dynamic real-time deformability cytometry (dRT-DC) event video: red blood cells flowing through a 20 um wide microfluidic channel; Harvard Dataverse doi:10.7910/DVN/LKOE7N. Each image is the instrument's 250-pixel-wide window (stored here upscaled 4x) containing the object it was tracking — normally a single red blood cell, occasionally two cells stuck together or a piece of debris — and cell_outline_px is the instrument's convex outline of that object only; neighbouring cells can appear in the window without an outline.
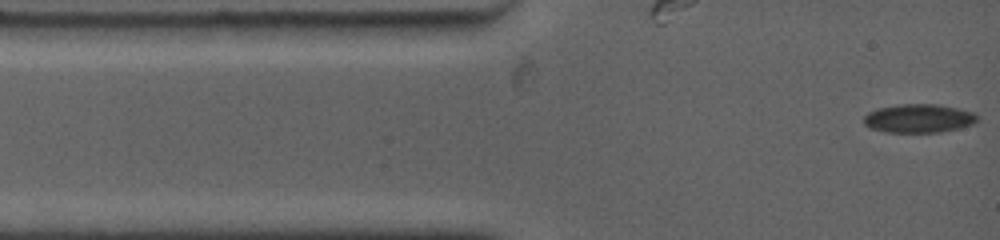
{"species": "common noctule bat (a hibernating species)", "species_latin": "Nyctalus noctula", "temperature_condition": "warm", "stored_images_in_passage": 57, "camera_frame_rate_fps": 4500, "um_per_image_px": 0.085, "animal": {"sex": "female", "body_mass_g": 19.0, "forearm_length_mm": 53.3}, "frame": {"image": 1, "passage_image": 1, "time_ms": 0.0, "image_size_px": [1000, 240], "cell_outline_px": [[976, 120], [972, 124], [960, 128], [940, 132], [888, 132], [868, 128], [864, 124], [864, 116], [868, 112], [880, 108], [900, 104], [940, 104], [972, 112], [976, 116]], "centroid_in_image_um": [78.06, 10.06], "position_along_channel_um": 6.9, "area_um2": 18.79}}
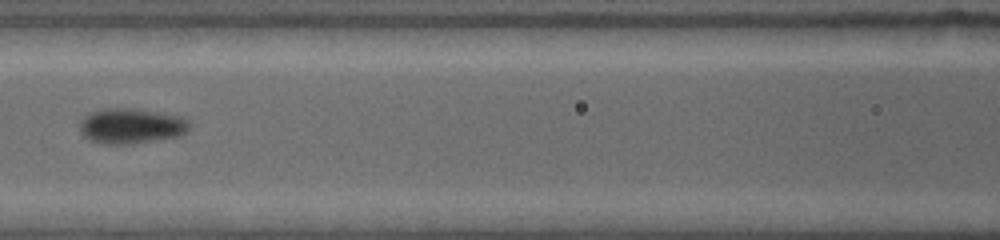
{"frame": {"image": 2, "passage_image": 20, "time_ms": 5.111, "image_size_px": [1000, 240], "cell_outline_px": [[188, 132], [180, 136], [132, 144], [104, 144], [88, 140], [80, 132], [80, 120], [84, 116], [100, 108], [136, 108], [180, 116], [188, 120]], "centroid_in_image_um": [11.13, 10.71], "position_along_channel_um": 155.5, "area_um2": 22.83}}
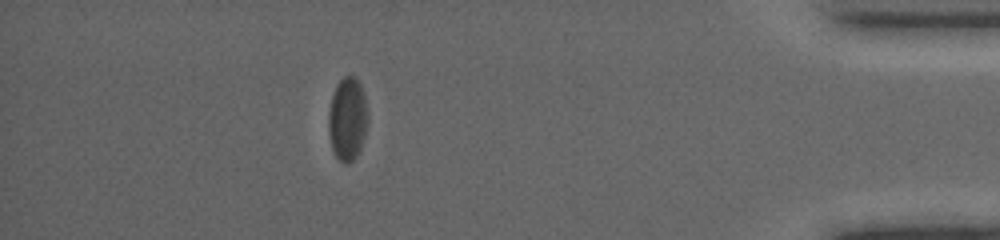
{"frame": {"image": 3, "passage_image": 39, "time_ms": 13.333, "image_size_px": [1000, 240], "cell_outline_px": [[368, 120], [364, 136], [360, 148], [356, 156], [348, 164], [344, 164], [336, 156], [332, 148], [328, 132], [328, 112], [332, 96], [336, 84], [344, 76], [352, 76], [360, 84], [364, 92], [368, 112]], "centroid_in_image_um": [29.53, 10.11], "position_along_channel_um": 405.7, "area_um2": 19.13}, "authors_computed_cell_mechanics": {"area_um2": 19.3052, "velocity_mm_per_s": 3.7606, "shape_relaxation_time_tau1_ms": 3.5501, "shape_relaxation_time_tau2_ms": null, "deformation_change_tau1": 0.1101, "deformation_change_tau2": null}}